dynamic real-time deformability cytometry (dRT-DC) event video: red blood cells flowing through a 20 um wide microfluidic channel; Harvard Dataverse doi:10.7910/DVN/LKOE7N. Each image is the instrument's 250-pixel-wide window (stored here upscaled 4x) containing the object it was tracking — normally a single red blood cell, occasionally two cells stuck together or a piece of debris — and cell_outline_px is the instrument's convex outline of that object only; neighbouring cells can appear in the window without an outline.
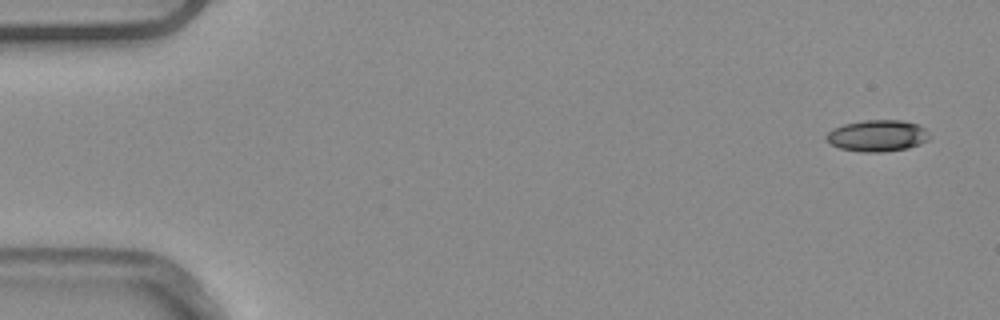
{"species": "common noctule bat (a hibernating species)", "species_latin": "Nyctalus noctula", "temperature_condition": "warm", "stored_images_in_passage": 4, "camera_frame_rate_fps": 3000, "um_per_image_px": 0.085, "animal": {"sex": "male", "body_mass_g": 20.4}, "frame": {"image": 1, "passage_image": 1, "time_ms": 0.0, "image_size_px": [1000, 320], "cell_outline_px": [[928, 140], [920, 144], [908, 148], [884, 152], [860, 152], [840, 148], [824, 140], [824, 136], [832, 128], [844, 124], [864, 120], [900, 120], [920, 124], [924, 128], [928, 136]], "centroid_in_image_um": [74.54, 11.54], "position_along_channel_um": 10.5, "area_um2": 19.07}}
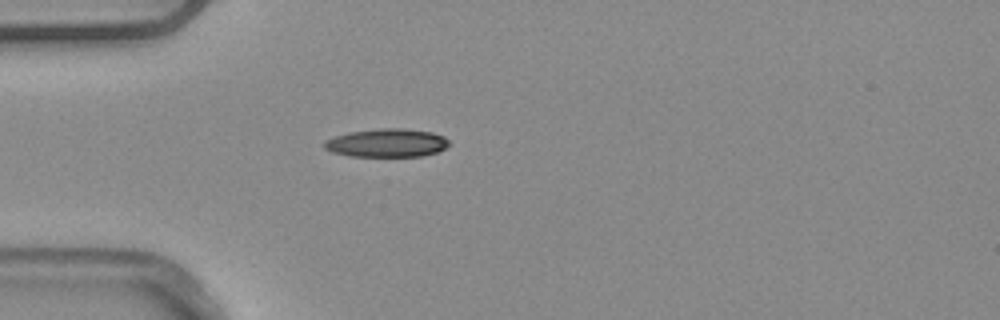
{"frame": {"image": 2, "passage_image": 4, "time_ms": 1.0, "image_size_px": [1000, 320], "cell_outline_px": [[448, 144], [444, 148], [436, 152], [420, 156], [348, 156], [332, 152], [324, 148], [324, 140], [348, 132], [380, 128], [404, 128], [432, 132], [444, 136], [448, 140]], "centroid_in_image_um": [32.85, 12.14], "position_along_channel_um": 52.1, "area_um2": 20.58}}